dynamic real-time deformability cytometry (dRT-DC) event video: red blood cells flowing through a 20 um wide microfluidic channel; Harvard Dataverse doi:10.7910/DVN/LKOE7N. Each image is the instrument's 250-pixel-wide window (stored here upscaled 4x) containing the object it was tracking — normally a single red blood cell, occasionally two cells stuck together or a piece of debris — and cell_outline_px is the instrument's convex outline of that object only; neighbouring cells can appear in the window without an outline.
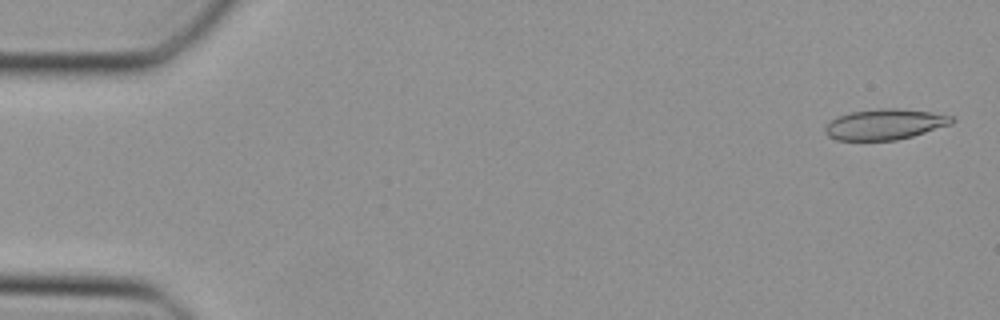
{"species": "Egyptian fruit bat (a non-hibernating species)", "species_latin": "Rousettus aegyptiacus", "temperature_condition": "cold", "stored_images_in_passage": 17, "camera_frame_rate_fps": 3000, "um_per_image_px": 0.085, "animal": {"sex": "female"}, "frame": {"image": 1, "passage_image": 2, "time_ms": 0.333, "image_size_px": [1000, 320], "cell_outline_px": [[956, 120], [952, 124], [912, 136], [896, 140], [836, 140], [828, 136], [824, 132], [824, 128], [836, 116], [848, 112], [880, 108], [896, 108], [928, 112], [952, 116]], "centroid_in_image_um": [75.19, 10.56], "position_along_channel_um": 9.8, "area_um2": 22.6}}
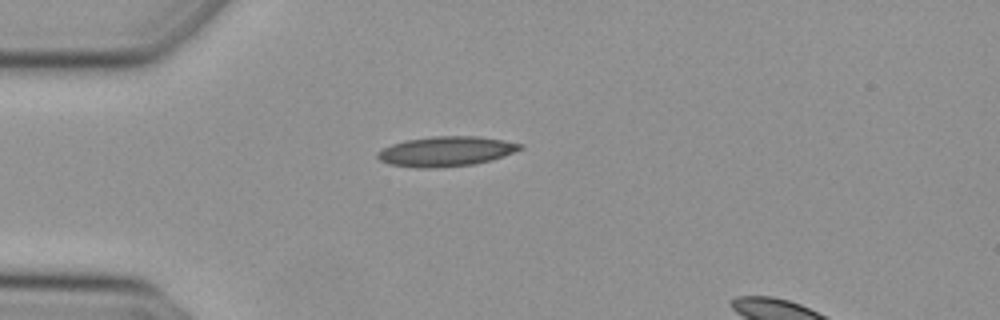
{"frame": {"image": 2, "passage_image": 13, "time_ms": 4.0, "image_size_px": [1000, 320], "cell_outline_px": [[524, 148], [492, 160], [476, 164], [440, 168], [416, 168], [388, 164], [380, 160], [376, 156], [376, 152], [392, 144], [404, 140], [432, 136], [480, 136], [504, 140], [524, 144]], "centroid_in_image_um": [37.92, 12.87], "position_along_channel_um": 47.1, "area_um2": 25.2}}
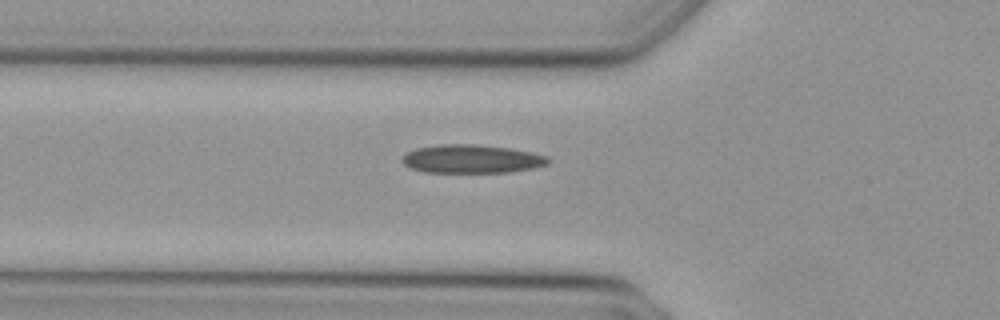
{"frame": {"image": 3, "passage_image": 17, "time_ms": 5.333, "image_size_px": [1000, 320], "cell_outline_px": [[552, 160], [548, 164], [532, 168], [508, 172], [428, 172], [412, 168], [404, 164], [400, 160], [408, 152], [416, 148], [440, 144], [472, 144], [512, 148], [532, 152], [548, 156]], "centroid_in_image_um": [40.14, 13.5], "position_along_channel_um": 85.7, "area_um2": 24.16}}